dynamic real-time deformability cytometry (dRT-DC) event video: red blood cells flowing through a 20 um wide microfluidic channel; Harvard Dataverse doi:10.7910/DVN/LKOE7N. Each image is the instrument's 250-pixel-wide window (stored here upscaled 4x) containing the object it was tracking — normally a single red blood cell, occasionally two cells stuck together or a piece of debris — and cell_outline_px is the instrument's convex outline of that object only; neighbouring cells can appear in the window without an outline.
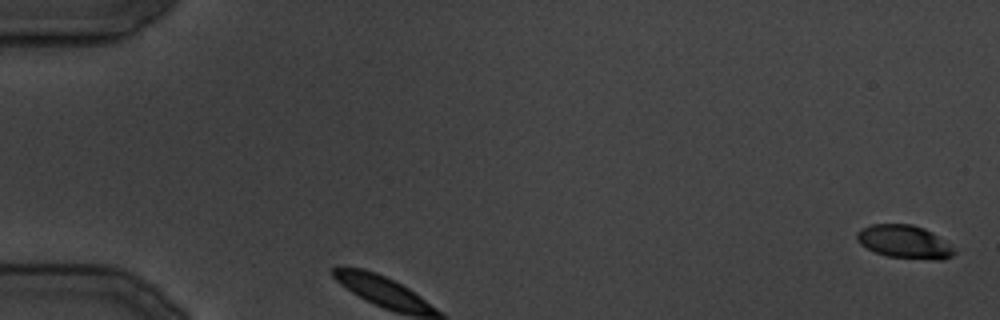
{"species": "common noctule bat (a hibernating species)", "species_latin": "Nyctalus noctula", "temperature_condition": "cold", "stored_images_in_passage": 3, "camera_frame_rate_fps": 3000, "um_per_image_px": 0.085, "animal": {"sex": "male", "body_mass_g": 19.5, "forearm_length_mm": 54.6}, "frame": {"image": 1, "passage_image": 1, "time_ms": 0.0, "image_size_px": [1000, 320], "cell_outline_px": [[956, 252], [952, 256], [944, 260], [936, 260], [888, 256], [876, 252], [860, 244], [856, 240], [856, 232], [860, 228], [872, 224], [912, 224], [924, 228], [932, 232], [952, 248]], "centroid_in_image_um": [76.84, 20.54], "position_along_channel_um": 8.2, "area_um2": 18.67}}